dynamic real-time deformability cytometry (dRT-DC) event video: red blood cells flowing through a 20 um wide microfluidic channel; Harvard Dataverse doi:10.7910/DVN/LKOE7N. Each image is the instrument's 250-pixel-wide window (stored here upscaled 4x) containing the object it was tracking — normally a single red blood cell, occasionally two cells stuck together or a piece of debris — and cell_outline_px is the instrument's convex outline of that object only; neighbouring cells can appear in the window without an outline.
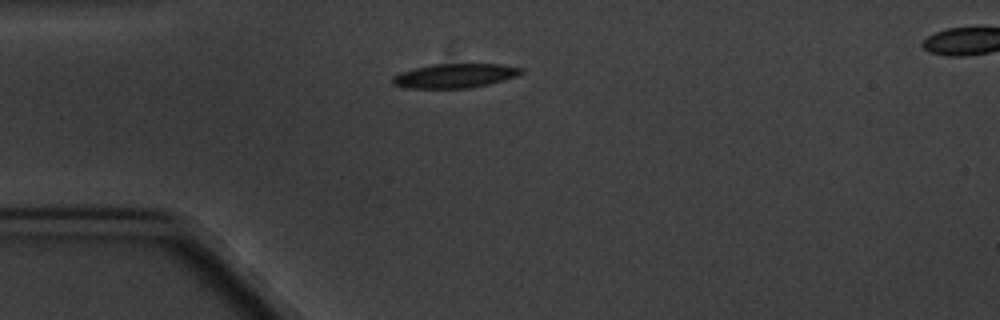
{"species": "common noctule bat (a hibernating species)", "species_latin": "Nyctalus noctula", "temperature_condition": "cold", "stored_images_in_passage": 3, "camera_frame_rate_fps": 3000, "um_per_image_px": 0.085, "animal": {"sex": "male", "body_mass_g": 20.1, "forearm_length_mm": 53.5}, "frame": {"image": 1, "passage_image": 3, "time_ms": 3.333, "image_size_px": [1000, 320], "cell_outline_px": [[524, 72], [516, 76], [504, 80], [488, 84], [468, 88], [408, 88], [392, 84], [392, 76], [400, 72], [412, 68], [432, 64], [500, 64], [524, 68]], "centroid_in_image_um": [38.65, 6.43], "position_along_channel_um": 46.4, "area_um2": 18.26}}